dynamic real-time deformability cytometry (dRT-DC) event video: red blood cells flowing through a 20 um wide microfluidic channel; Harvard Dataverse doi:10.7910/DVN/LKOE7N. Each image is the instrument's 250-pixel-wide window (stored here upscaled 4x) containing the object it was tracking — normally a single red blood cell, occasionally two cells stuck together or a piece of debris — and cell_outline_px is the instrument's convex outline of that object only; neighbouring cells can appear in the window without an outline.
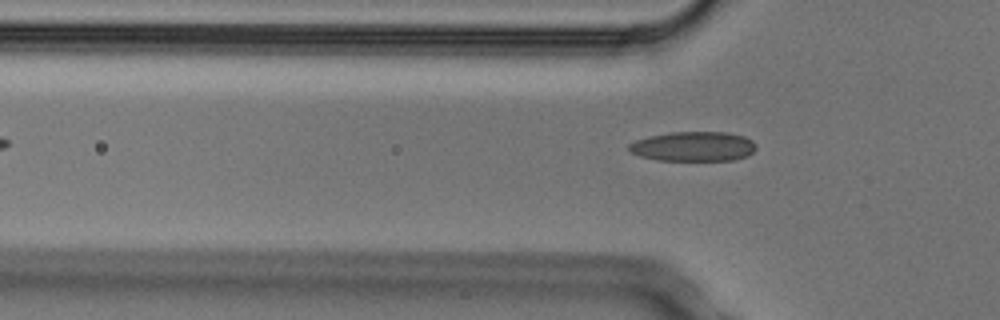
{"species": "Egyptian fruit bat (a non-hibernating species)", "species_latin": "Rousettus aegyptiacus", "temperature_condition": "cold", "stored_images_in_passage": 4, "camera_frame_rate_fps": 3000, "um_per_image_px": 0.085, "animal": {"sex": "male"}, "frame": {"image": 1, "passage_image": 4, "time_ms": 1.0, "image_size_px": [1000, 320], "cell_outline_px": [[756, 148], [748, 156], [732, 160], [656, 160], [640, 156], [628, 152], [628, 144], [636, 140], [648, 136], [672, 132], [728, 132], [744, 136], [752, 140], [756, 144]], "centroid_in_image_um": [58.92, 12.44], "position_along_channel_um": 66.9, "area_um2": 22.14}}